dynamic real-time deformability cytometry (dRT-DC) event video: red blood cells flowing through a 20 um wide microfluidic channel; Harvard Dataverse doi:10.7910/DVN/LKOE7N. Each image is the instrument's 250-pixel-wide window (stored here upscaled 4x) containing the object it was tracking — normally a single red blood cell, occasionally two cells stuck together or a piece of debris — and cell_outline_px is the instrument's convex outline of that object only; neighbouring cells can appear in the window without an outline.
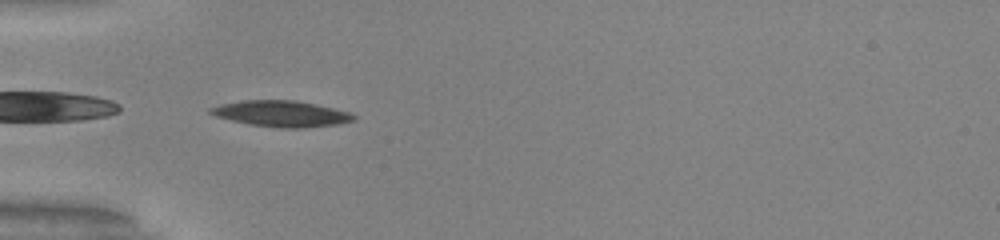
{"species": "common noctule bat (a hibernating species)", "species_latin": "Nyctalus noctula", "temperature_condition": "warm", "stored_images_in_passage": 36, "camera_frame_rate_fps": 3000, "um_per_image_px": 0.085, "animal": {"sex": "male", "body_mass_g": 20.0, "forearm_length_mm": 53.3}, "frame": {"image": 1, "passage_image": 1, "time_ms": 0.0, "image_size_px": [1000, 240], "cell_outline_px": [[356, 120], [340, 124], [304, 128], [280, 128], [248, 124], [216, 116], [208, 112], [208, 108], [220, 104], [240, 100], [296, 100], [332, 108], [348, 112], [356, 116]], "centroid_in_image_um": [23.9, 9.66], "position_along_channel_um": 61.1, "area_um2": 21.79}}
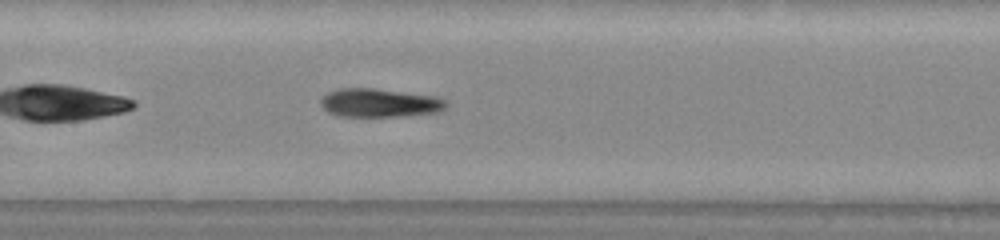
{"frame": {"image": 2, "passage_image": 10, "time_ms": 3.0, "image_size_px": [1000, 240], "cell_outline_px": [[448, 104], [440, 112], [400, 116], [340, 116], [328, 112], [320, 104], [320, 100], [328, 92], [340, 88], [372, 88], [436, 96], [444, 100]], "centroid_in_image_um": [32.26, 8.74], "position_along_channel_um": 175.1, "area_um2": 20.75}}
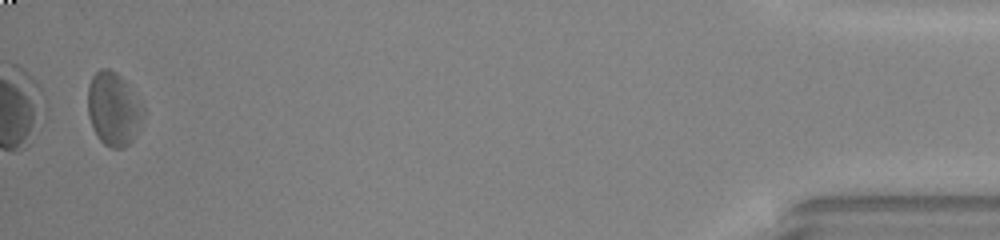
{"frame": {"image": 3, "passage_image": 35, "time_ms": 11.333, "image_size_px": [1000, 240], "cell_outline_px": [[144, 112], [132, 140], [124, 148], [112, 148], [104, 144], [100, 140], [92, 128], [88, 116], [88, 84], [92, 76], [100, 68], [108, 68], [116, 72], [128, 84], [144, 108]], "centroid_in_image_um": [9.61, 9.24], "position_along_channel_um": 425.6, "area_um2": 23.58}, "authors_computed_cell_mechanics": {"area_um2": 21.2415, "velocity_mm_per_s": 3.9681, "shape_relaxation_time_tau1_ms": null, "shape_relaxation_time_tau2_ms": 3.1402, "deformation_change_tau1": null, "deformation_change_tau2": 0.1468}}